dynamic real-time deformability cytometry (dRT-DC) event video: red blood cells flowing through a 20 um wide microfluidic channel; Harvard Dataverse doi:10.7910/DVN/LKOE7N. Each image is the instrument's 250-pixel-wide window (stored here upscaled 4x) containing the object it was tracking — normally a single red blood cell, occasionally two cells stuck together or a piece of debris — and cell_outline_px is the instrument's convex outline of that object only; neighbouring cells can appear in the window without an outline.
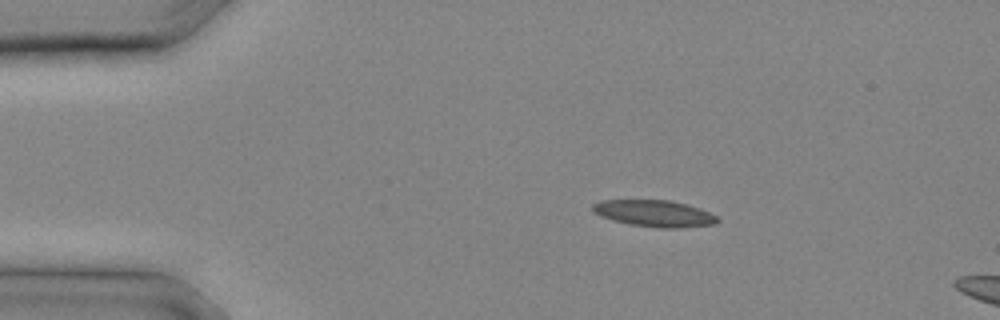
{"species": "common noctule bat (a hibernating species)", "species_latin": "Nyctalus noctula", "temperature_condition": "cold", "stored_images_in_passage": 7, "camera_frame_rate_fps": 3000, "um_per_image_px": 0.085, "animal": {"sex": "male", "body_mass_g": 20.4}, "frame": {"image": 1, "passage_image": 4, "time_ms": 1.0, "image_size_px": [1000, 320], "cell_outline_px": [[720, 220], [716, 224], [680, 228], [656, 228], [628, 224], [612, 220], [600, 216], [592, 212], [592, 204], [600, 200], [668, 200], [700, 208], [716, 216]], "centroid_in_image_um": [55.59, 18.15], "position_along_channel_um": 29.4, "area_um2": 19.48}}